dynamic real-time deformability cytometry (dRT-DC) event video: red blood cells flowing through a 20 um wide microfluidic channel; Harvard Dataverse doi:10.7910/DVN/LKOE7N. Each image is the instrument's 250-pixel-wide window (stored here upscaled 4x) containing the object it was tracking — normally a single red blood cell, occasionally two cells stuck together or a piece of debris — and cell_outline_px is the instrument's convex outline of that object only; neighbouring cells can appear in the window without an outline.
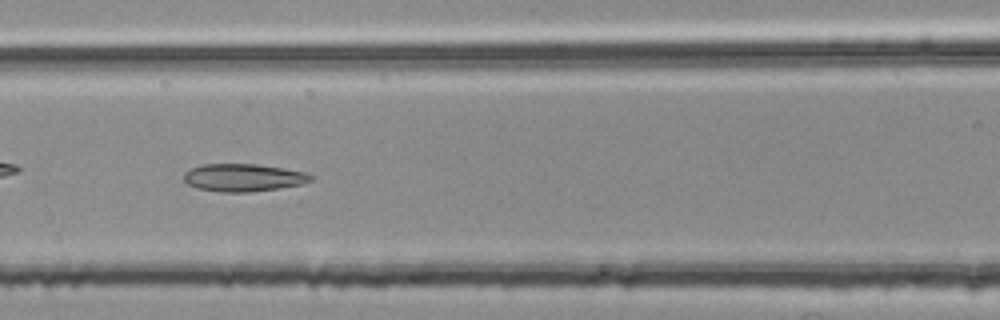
{"species": "common noctule bat (a hibernating species)", "species_latin": "Nyctalus noctula", "temperature_condition": "room temperature", "stored_images_in_passage": 39, "camera_frame_rate_fps": 3000, "um_per_image_px": 0.085, "animal": {"sex": "female", "body_mass_g": 25.1}, "frame": {"image": 1, "passage_image": 9, "time_ms": 2.667, "image_size_px": [1000, 320], "cell_outline_px": [[312, 180], [300, 184], [276, 188], [248, 192], [220, 192], [196, 188], [188, 184], [184, 180], [184, 172], [192, 168], [204, 164], [256, 164], [304, 172], [312, 176]], "centroid_in_image_um": [20.62, 15.1], "position_along_channel_um": 146.0, "area_um2": 20.11}}
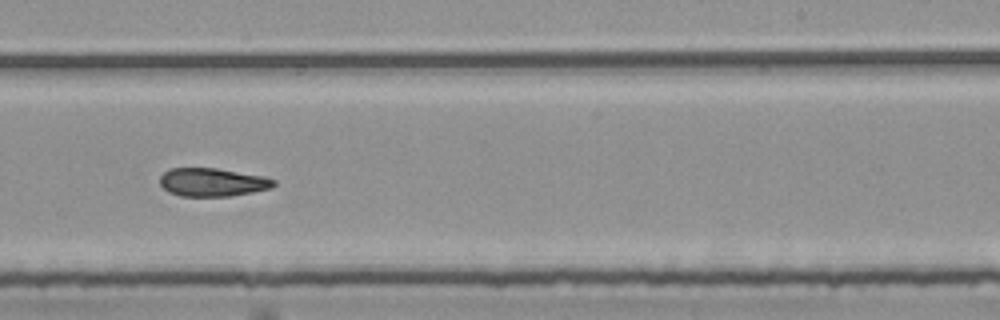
{"frame": {"image": 2, "passage_image": 19, "time_ms": 6.0, "image_size_px": [1000, 320], "cell_outline_px": [[276, 184], [272, 188], [252, 192], [228, 196], [180, 196], [168, 192], [160, 184], [160, 176], [168, 168], [216, 168], [264, 176], [276, 180]], "centroid_in_image_um": [18.05, 15.48], "position_along_channel_um": 270.9, "area_um2": 18.84}}
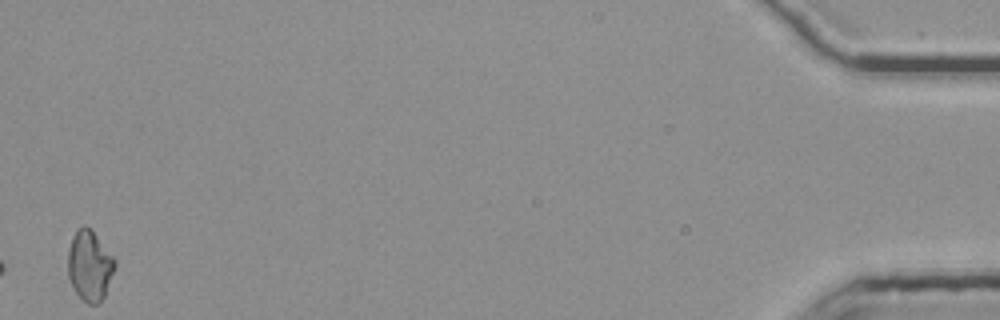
{"frame": {"image": 3, "passage_image": 39, "time_ms": 12.667, "image_size_px": [1000, 320], "cell_outline_px": [[116, 268], [104, 296], [96, 304], [88, 304], [72, 288], [68, 276], [68, 252], [72, 236], [76, 228], [84, 224], [96, 236], [116, 260]], "centroid_in_image_um": [7.61, 22.58], "position_along_channel_um": 427.6, "area_um2": 19.13}, "authors_computed_cell_mechanics": {"area_um2": 19.1896, "velocity_mm_per_s": 3.7717, "shape_relaxation_time_tau1_ms": null, "shape_relaxation_time_tau2_ms": 2.4607, "deformation_change_tau1": null, "deformation_change_tau2": 0.1039}}